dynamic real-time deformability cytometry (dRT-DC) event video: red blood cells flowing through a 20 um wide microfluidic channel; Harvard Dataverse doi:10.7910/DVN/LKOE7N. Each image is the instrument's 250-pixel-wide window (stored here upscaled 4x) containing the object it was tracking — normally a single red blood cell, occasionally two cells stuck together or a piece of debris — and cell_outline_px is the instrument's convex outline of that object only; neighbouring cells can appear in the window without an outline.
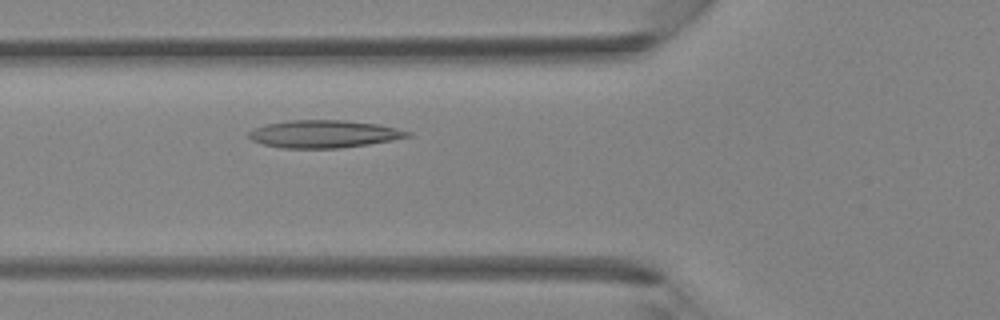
{"species": "Egyptian fruit bat (a non-hibernating species)", "species_latin": "Rousettus aegyptiacus", "temperature_condition": "room temperature", "stored_images_in_passage": 33, "camera_frame_rate_fps": 3000, "um_per_image_px": 0.085, "animal": {"sex": "female"}, "frame": {"image": 1, "passage_image": 7, "time_ms": 2.0, "image_size_px": [1000, 320], "cell_outline_px": [[412, 136], [392, 140], [368, 144], [340, 148], [280, 148], [264, 144], [252, 140], [248, 136], [248, 132], [264, 124], [288, 120], [344, 120], [376, 124], [396, 128], [412, 132]], "centroid_in_image_um": [27.53, 11.38], "position_along_channel_um": 98.3, "area_um2": 25.49}}
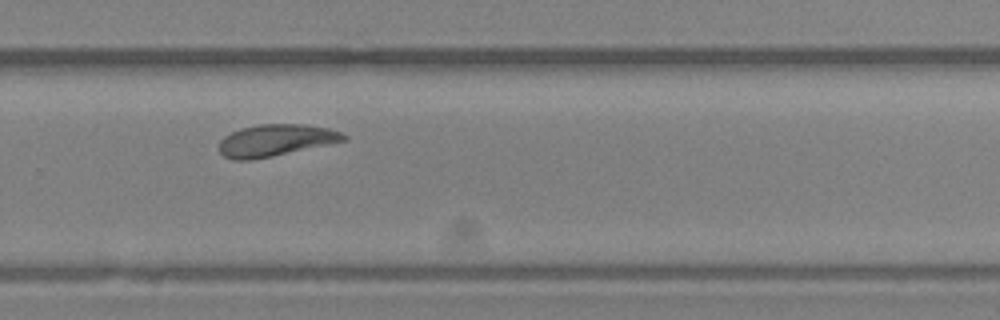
{"frame": {"image": 2, "passage_image": 20, "time_ms": 6.333, "image_size_px": [1000, 320], "cell_outline_px": [[348, 140], [272, 156], [252, 160], [232, 160], [224, 156], [220, 152], [220, 140], [224, 136], [240, 128], [260, 124], [304, 124], [328, 128], [340, 132], [348, 136]], "centroid_in_image_um": [23.43, 11.92], "position_along_channel_um": 306.4, "area_um2": 23.06}}
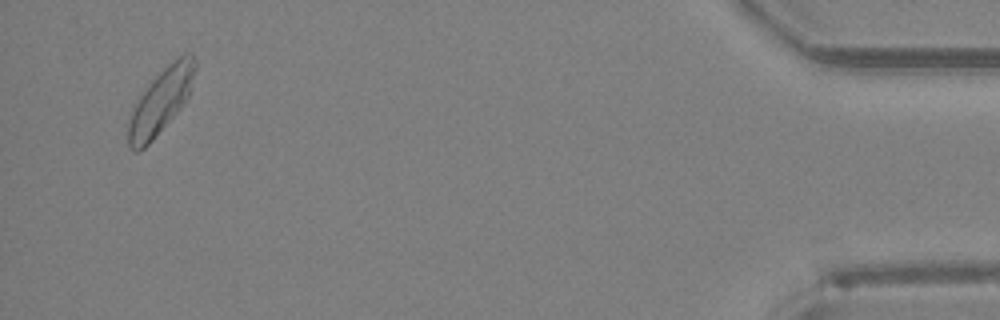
{"frame": {"image": 3, "passage_image": 32, "time_ms": 10.333, "image_size_px": [1000, 320], "cell_outline_px": [[196, 68], [188, 96], [180, 108], [152, 140], [140, 152], [132, 152], [128, 148], [128, 120], [132, 108], [148, 84], [168, 64], [180, 56], [188, 52], [192, 52], [196, 60]], "centroid_in_image_um": [13.64, 8.62], "position_along_channel_um": 421.6, "area_um2": 24.97}}